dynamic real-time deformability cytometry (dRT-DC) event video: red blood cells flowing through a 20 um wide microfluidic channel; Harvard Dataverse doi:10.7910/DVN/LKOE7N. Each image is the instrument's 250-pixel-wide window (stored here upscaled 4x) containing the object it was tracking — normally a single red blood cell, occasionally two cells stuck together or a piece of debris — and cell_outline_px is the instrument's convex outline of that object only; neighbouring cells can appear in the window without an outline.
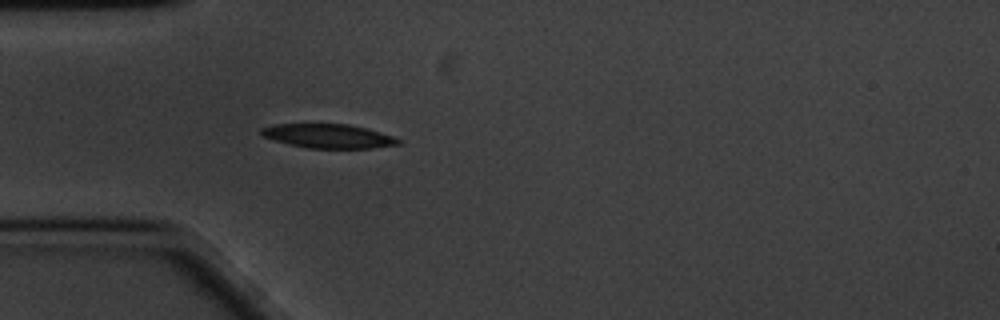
{"species": "common noctule bat (a hibernating species)", "species_latin": "Nyctalus noctula", "temperature_condition": "cold", "stored_images_in_passage": 46, "camera_frame_rate_fps": 3000, "um_per_image_px": 0.085, "animal": {"sex": "male", "body_mass_g": 20.1, "forearm_length_mm": 53.5}, "frame": {"image": 1, "passage_image": 7, "time_ms": 2.0, "image_size_px": [1000, 320], "cell_outline_px": [[400, 144], [372, 148], [308, 148], [276, 140], [264, 136], [260, 132], [260, 128], [276, 124], [348, 124], [368, 128], [392, 136], [400, 140]], "centroid_in_image_um": [27.94, 11.56], "position_along_channel_um": 57.1, "area_um2": 18.96}, "authors_computed_cell_mechanics": {"area_um2": 18.5249, "velocity_mm_per_s": 3.3646, "shape_relaxation_time_tau1_ms": 1.6871, "shape_relaxation_time_tau2_ms": null, "deformation_change_tau1": 0.0692, "deformation_change_tau2": null}}